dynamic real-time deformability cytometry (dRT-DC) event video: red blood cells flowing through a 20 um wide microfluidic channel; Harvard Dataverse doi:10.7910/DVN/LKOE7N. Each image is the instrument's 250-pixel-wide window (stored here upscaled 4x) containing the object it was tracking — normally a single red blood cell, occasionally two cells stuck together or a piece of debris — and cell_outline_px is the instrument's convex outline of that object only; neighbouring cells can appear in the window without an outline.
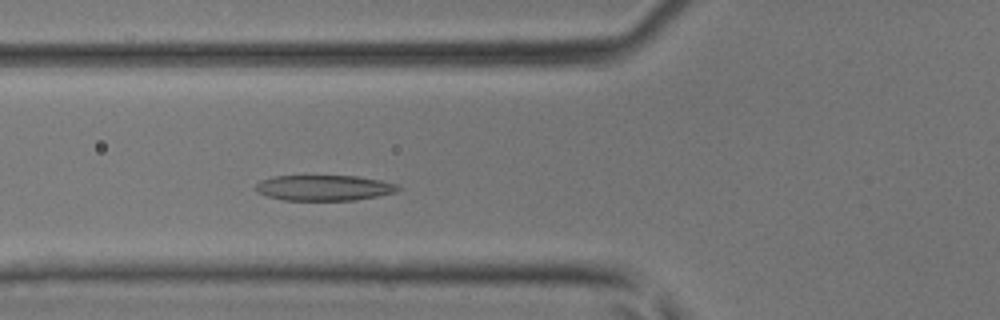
{"species": "common noctule bat (a hibernating species)", "species_latin": "Nyctalus noctula", "temperature_condition": "room temperature", "stored_images_in_passage": 35, "camera_frame_rate_fps": 3000, "um_per_image_px": 0.085, "animal": {"sex": "male", "body_mass_g": 17.9, "forearm_length_mm": 54.2}, "frame": {"image": 1, "passage_image": 6, "time_ms": 1.667, "image_size_px": [1000, 320], "cell_outline_px": [[400, 188], [396, 192], [376, 196], [352, 200], [284, 200], [268, 196], [256, 192], [256, 184], [260, 180], [272, 176], [356, 176], [380, 180], [396, 184]], "centroid_in_image_um": [27.51, 15.96], "position_along_channel_um": 98.3, "area_um2": 21.04}}
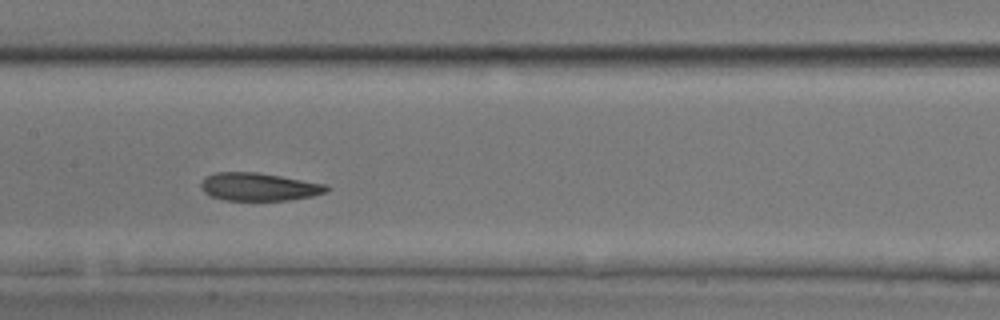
{"frame": {"image": 2, "passage_image": 12, "time_ms": 3.667, "image_size_px": [1000, 320], "cell_outline_px": [[328, 192], [312, 196], [288, 200], [224, 200], [212, 196], [204, 192], [200, 188], [200, 184], [204, 176], [212, 172], [256, 172], [328, 184]], "centroid_in_image_um": [21.98, 15.87], "position_along_channel_um": 185.4, "area_um2": 20.58}}
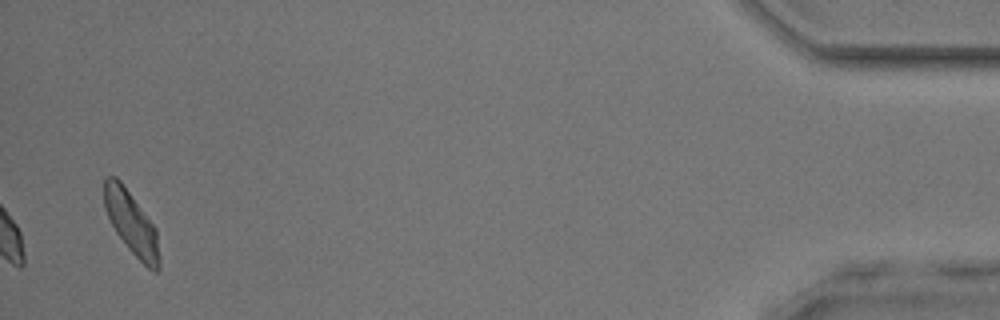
{"frame": {"image": 3, "passage_image": 34, "time_ms": 11.0, "image_size_px": [1000, 320], "cell_outline_px": [[160, 268], [156, 272], [148, 268], [128, 248], [116, 232], [104, 208], [104, 180], [108, 176], [116, 176], [120, 180], [156, 228], [160, 256]], "centroid_in_image_um": [11.18, 18.96], "position_along_channel_um": 424.0, "area_um2": 20.06}}